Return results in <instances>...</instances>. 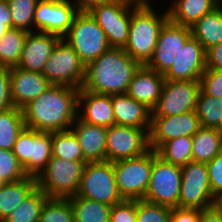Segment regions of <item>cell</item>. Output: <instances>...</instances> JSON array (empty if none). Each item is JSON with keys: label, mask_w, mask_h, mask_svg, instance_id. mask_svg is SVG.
Returning a JSON list of instances; mask_svg holds the SVG:
<instances>
[{"label": "cell", "mask_w": 222, "mask_h": 222, "mask_svg": "<svg viewBox=\"0 0 222 222\" xmlns=\"http://www.w3.org/2000/svg\"><path fill=\"white\" fill-rule=\"evenodd\" d=\"M115 124L150 129L152 110L127 94L111 95Z\"/></svg>", "instance_id": "cell-24"}, {"label": "cell", "mask_w": 222, "mask_h": 222, "mask_svg": "<svg viewBox=\"0 0 222 222\" xmlns=\"http://www.w3.org/2000/svg\"><path fill=\"white\" fill-rule=\"evenodd\" d=\"M212 207L222 215V192L214 196Z\"/></svg>", "instance_id": "cell-50"}, {"label": "cell", "mask_w": 222, "mask_h": 222, "mask_svg": "<svg viewBox=\"0 0 222 222\" xmlns=\"http://www.w3.org/2000/svg\"><path fill=\"white\" fill-rule=\"evenodd\" d=\"M36 187V177L33 176L12 183H3L0 187V222H3Z\"/></svg>", "instance_id": "cell-27"}, {"label": "cell", "mask_w": 222, "mask_h": 222, "mask_svg": "<svg viewBox=\"0 0 222 222\" xmlns=\"http://www.w3.org/2000/svg\"><path fill=\"white\" fill-rule=\"evenodd\" d=\"M141 66L122 47H110L86 66L82 89L105 95L126 94Z\"/></svg>", "instance_id": "cell-2"}, {"label": "cell", "mask_w": 222, "mask_h": 222, "mask_svg": "<svg viewBox=\"0 0 222 222\" xmlns=\"http://www.w3.org/2000/svg\"><path fill=\"white\" fill-rule=\"evenodd\" d=\"M192 137L183 136L164 142L156 153L166 162L183 167L192 161Z\"/></svg>", "instance_id": "cell-34"}, {"label": "cell", "mask_w": 222, "mask_h": 222, "mask_svg": "<svg viewBox=\"0 0 222 222\" xmlns=\"http://www.w3.org/2000/svg\"><path fill=\"white\" fill-rule=\"evenodd\" d=\"M131 7L122 0H111L94 6L89 11V14L106 34L111 47L123 48L126 45L130 28Z\"/></svg>", "instance_id": "cell-13"}, {"label": "cell", "mask_w": 222, "mask_h": 222, "mask_svg": "<svg viewBox=\"0 0 222 222\" xmlns=\"http://www.w3.org/2000/svg\"><path fill=\"white\" fill-rule=\"evenodd\" d=\"M199 222H222V215L213 207L202 209Z\"/></svg>", "instance_id": "cell-47"}, {"label": "cell", "mask_w": 222, "mask_h": 222, "mask_svg": "<svg viewBox=\"0 0 222 222\" xmlns=\"http://www.w3.org/2000/svg\"><path fill=\"white\" fill-rule=\"evenodd\" d=\"M200 214V209L171 208L170 222H199Z\"/></svg>", "instance_id": "cell-44"}, {"label": "cell", "mask_w": 222, "mask_h": 222, "mask_svg": "<svg viewBox=\"0 0 222 222\" xmlns=\"http://www.w3.org/2000/svg\"><path fill=\"white\" fill-rule=\"evenodd\" d=\"M213 198L206 163L190 161L181 167L179 208L207 209Z\"/></svg>", "instance_id": "cell-11"}, {"label": "cell", "mask_w": 222, "mask_h": 222, "mask_svg": "<svg viewBox=\"0 0 222 222\" xmlns=\"http://www.w3.org/2000/svg\"><path fill=\"white\" fill-rule=\"evenodd\" d=\"M84 104V105H83ZM82 112H80V108ZM78 118L83 122L105 128L115 124L111 95L97 94L80 88L78 95Z\"/></svg>", "instance_id": "cell-21"}, {"label": "cell", "mask_w": 222, "mask_h": 222, "mask_svg": "<svg viewBox=\"0 0 222 222\" xmlns=\"http://www.w3.org/2000/svg\"><path fill=\"white\" fill-rule=\"evenodd\" d=\"M136 200H123L111 208L109 222H136Z\"/></svg>", "instance_id": "cell-41"}, {"label": "cell", "mask_w": 222, "mask_h": 222, "mask_svg": "<svg viewBox=\"0 0 222 222\" xmlns=\"http://www.w3.org/2000/svg\"><path fill=\"white\" fill-rule=\"evenodd\" d=\"M13 107L10 97V68L0 66V111Z\"/></svg>", "instance_id": "cell-43"}, {"label": "cell", "mask_w": 222, "mask_h": 222, "mask_svg": "<svg viewBox=\"0 0 222 222\" xmlns=\"http://www.w3.org/2000/svg\"><path fill=\"white\" fill-rule=\"evenodd\" d=\"M200 84L206 95L222 98V70L206 68L201 75Z\"/></svg>", "instance_id": "cell-40"}, {"label": "cell", "mask_w": 222, "mask_h": 222, "mask_svg": "<svg viewBox=\"0 0 222 222\" xmlns=\"http://www.w3.org/2000/svg\"><path fill=\"white\" fill-rule=\"evenodd\" d=\"M170 5L167 9L169 20L187 27L219 6L216 0H176Z\"/></svg>", "instance_id": "cell-25"}, {"label": "cell", "mask_w": 222, "mask_h": 222, "mask_svg": "<svg viewBox=\"0 0 222 222\" xmlns=\"http://www.w3.org/2000/svg\"><path fill=\"white\" fill-rule=\"evenodd\" d=\"M125 4L140 8V7H152L149 0H122Z\"/></svg>", "instance_id": "cell-49"}, {"label": "cell", "mask_w": 222, "mask_h": 222, "mask_svg": "<svg viewBox=\"0 0 222 222\" xmlns=\"http://www.w3.org/2000/svg\"><path fill=\"white\" fill-rule=\"evenodd\" d=\"M74 213V222H109L112 206L77 195L68 197Z\"/></svg>", "instance_id": "cell-29"}, {"label": "cell", "mask_w": 222, "mask_h": 222, "mask_svg": "<svg viewBox=\"0 0 222 222\" xmlns=\"http://www.w3.org/2000/svg\"><path fill=\"white\" fill-rule=\"evenodd\" d=\"M79 88L51 85L22 108L25 127L37 131L70 130L78 118Z\"/></svg>", "instance_id": "cell-1"}, {"label": "cell", "mask_w": 222, "mask_h": 222, "mask_svg": "<svg viewBox=\"0 0 222 222\" xmlns=\"http://www.w3.org/2000/svg\"><path fill=\"white\" fill-rule=\"evenodd\" d=\"M49 197L36 187L3 222H39L41 210Z\"/></svg>", "instance_id": "cell-31"}, {"label": "cell", "mask_w": 222, "mask_h": 222, "mask_svg": "<svg viewBox=\"0 0 222 222\" xmlns=\"http://www.w3.org/2000/svg\"><path fill=\"white\" fill-rule=\"evenodd\" d=\"M60 36L44 32H28L17 67L42 73L46 61L50 57Z\"/></svg>", "instance_id": "cell-20"}, {"label": "cell", "mask_w": 222, "mask_h": 222, "mask_svg": "<svg viewBox=\"0 0 222 222\" xmlns=\"http://www.w3.org/2000/svg\"><path fill=\"white\" fill-rule=\"evenodd\" d=\"M156 13L153 7H131L128 40L123 49L142 65L152 58L160 31L169 20L168 10Z\"/></svg>", "instance_id": "cell-3"}, {"label": "cell", "mask_w": 222, "mask_h": 222, "mask_svg": "<svg viewBox=\"0 0 222 222\" xmlns=\"http://www.w3.org/2000/svg\"><path fill=\"white\" fill-rule=\"evenodd\" d=\"M190 30L205 51L222 42V5L201 17Z\"/></svg>", "instance_id": "cell-26"}, {"label": "cell", "mask_w": 222, "mask_h": 222, "mask_svg": "<svg viewBox=\"0 0 222 222\" xmlns=\"http://www.w3.org/2000/svg\"><path fill=\"white\" fill-rule=\"evenodd\" d=\"M42 74L52 85L82 88L86 66L74 49L60 39L44 65Z\"/></svg>", "instance_id": "cell-8"}, {"label": "cell", "mask_w": 222, "mask_h": 222, "mask_svg": "<svg viewBox=\"0 0 222 222\" xmlns=\"http://www.w3.org/2000/svg\"><path fill=\"white\" fill-rule=\"evenodd\" d=\"M12 151L27 176L37 177L52 157V132L25 127Z\"/></svg>", "instance_id": "cell-7"}, {"label": "cell", "mask_w": 222, "mask_h": 222, "mask_svg": "<svg viewBox=\"0 0 222 222\" xmlns=\"http://www.w3.org/2000/svg\"><path fill=\"white\" fill-rule=\"evenodd\" d=\"M206 69V51L192 35L186 40L176 62L164 74L166 80L200 81Z\"/></svg>", "instance_id": "cell-18"}, {"label": "cell", "mask_w": 222, "mask_h": 222, "mask_svg": "<svg viewBox=\"0 0 222 222\" xmlns=\"http://www.w3.org/2000/svg\"><path fill=\"white\" fill-rule=\"evenodd\" d=\"M181 167L166 162L152 150V170L144 200L162 206L178 207Z\"/></svg>", "instance_id": "cell-10"}, {"label": "cell", "mask_w": 222, "mask_h": 222, "mask_svg": "<svg viewBox=\"0 0 222 222\" xmlns=\"http://www.w3.org/2000/svg\"><path fill=\"white\" fill-rule=\"evenodd\" d=\"M12 15V28L33 32L34 13L40 0H7Z\"/></svg>", "instance_id": "cell-36"}, {"label": "cell", "mask_w": 222, "mask_h": 222, "mask_svg": "<svg viewBox=\"0 0 222 222\" xmlns=\"http://www.w3.org/2000/svg\"><path fill=\"white\" fill-rule=\"evenodd\" d=\"M200 121L195 111L173 116L152 117L149 146L157 150L164 142L183 136L192 137L199 129Z\"/></svg>", "instance_id": "cell-17"}, {"label": "cell", "mask_w": 222, "mask_h": 222, "mask_svg": "<svg viewBox=\"0 0 222 222\" xmlns=\"http://www.w3.org/2000/svg\"><path fill=\"white\" fill-rule=\"evenodd\" d=\"M219 5H222V0H216Z\"/></svg>", "instance_id": "cell-52"}, {"label": "cell", "mask_w": 222, "mask_h": 222, "mask_svg": "<svg viewBox=\"0 0 222 222\" xmlns=\"http://www.w3.org/2000/svg\"><path fill=\"white\" fill-rule=\"evenodd\" d=\"M28 31L12 28L0 38V66L17 67Z\"/></svg>", "instance_id": "cell-32"}, {"label": "cell", "mask_w": 222, "mask_h": 222, "mask_svg": "<svg viewBox=\"0 0 222 222\" xmlns=\"http://www.w3.org/2000/svg\"><path fill=\"white\" fill-rule=\"evenodd\" d=\"M201 91L200 81L166 80L157 105L152 109V117L173 116L195 111Z\"/></svg>", "instance_id": "cell-14"}, {"label": "cell", "mask_w": 222, "mask_h": 222, "mask_svg": "<svg viewBox=\"0 0 222 222\" xmlns=\"http://www.w3.org/2000/svg\"><path fill=\"white\" fill-rule=\"evenodd\" d=\"M70 0H40L34 13V29L61 38L72 25L77 9Z\"/></svg>", "instance_id": "cell-16"}, {"label": "cell", "mask_w": 222, "mask_h": 222, "mask_svg": "<svg viewBox=\"0 0 222 222\" xmlns=\"http://www.w3.org/2000/svg\"><path fill=\"white\" fill-rule=\"evenodd\" d=\"M111 0H76L71 4L78 12H89L94 6L109 2ZM75 3V4H74Z\"/></svg>", "instance_id": "cell-46"}, {"label": "cell", "mask_w": 222, "mask_h": 222, "mask_svg": "<svg viewBox=\"0 0 222 222\" xmlns=\"http://www.w3.org/2000/svg\"><path fill=\"white\" fill-rule=\"evenodd\" d=\"M192 161L208 163L222 152V130L200 128L192 136Z\"/></svg>", "instance_id": "cell-28"}, {"label": "cell", "mask_w": 222, "mask_h": 222, "mask_svg": "<svg viewBox=\"0 0 222 222\" xmlns=\"http://www.w3.org/2000/svg\"><path fill=\"white\" fill-rule=\"evenodd\" d=\"M77 196L113 206L123 201L118 192L113 162H87Z\"/></svg>", "instance_id": "cell-6"}, {"label": "cell", "mask_w": 222, "mask_h": 222, "mask_svg": "<svg viewBox=\"0 0 222 222\" xmlns=\"http://www.w3.org/2000/svg\"><path fill=\"white\" fill-rule=\"evenodd\" d=\"M213 197L222 192V152L206 163Z\"/></svg>", "instance_id": "cell-42"}, {"label": "cell", "mask_w": 222, "mask_h": 222, "mask_svg": "<svg viewBox=\"0 0 222 222\" xmlns=\"http://www.w3.org/2000/svg\"><path fill=\"white\" fill-rule=\"evenodd\" d=\"M195 113L202 128L222 130V98L199 92Z\"/></svg>", "instance_id": "cell-33"}, {"label": "cell", "mask_w": 222, "mask_h": 222, "mask_svg": "<svg viewBox=\"0 0 222 222\" xmlns=\"http://www.w3.org/2000/svg\"><path fill=\"white\" fill-rule=\"evenodd\" d=\"M0 22L12 29V15L7 0H0Z\"/></svg>", "instance_id": "cell-48"}, {"label": "cell", "mask_w": 222, "mask_h": 222, "mask_svg": "<svg viewBox=\"0 0 222 222\" xmlns=\"http://www.w3.org/2000/svg\"><path fill=\"white\" fill-rule=\"evenodd\" d=\"M136 215V222H170L171 208L140 199L136 200Z\"/></svg>", "instance_id": "cell-38"}, {"label": "cell", "mask_w": 222, "mask_h": 222, "mask_svg": "<svg viewBox=\"0 0 222 222\" xmlns=\"http://www.w3.org/2000/svg\"><path fill=\"white\" fill-rule=\"evenodd\" d=\"M117 189L123 200L145 197L152 170V149L135 158L113 162Z\"/></svg>", "instance_id": "cell-9"}, {"label": "cell", "mask_w": 222, "mask_h": 222, "mask_svg": "<svg viewBox=\"0 0 222 222\" xmlns=\"http://www.w3.org/2000/svg\"><path fill=\"white\" fill-rule=\"evenodd\" d=\"M164 74L142 65L132 78L126 94L152 110L162 94Z\"/></svg>", "instance_id": "cell-22"}, {"label": "cell", "mask_w": 222, "mask_h": 222, "mask_svg": "<svg viewBox=\"0 0 222 222\" xmlns=\"http://www.w3.org/2000/svg\"><path fill=\"white\" fill-rule=\"evenodd\" d=\"M10 28L3 22H0V38L4 36Z\"/></svg>", "instance_id": "cell-51"}, {"label": "cell", "mask_w": 222, "mask_h": 222, "mask_svg": "<svg viewBox=\"0 0 222 222\" xmlns=\"http://www.w3.org/2000/svg\"><path fill=\"white\" fill-rule=\"evenodd\" d=\"M42 73L10 68V97L14 107L23 108L51 87Z\"/></svg>", "instance_id": "cell-19"}, {"label": "cell", "mask_w": 222, "mask_h": 222, "mask_svg": "<svg viewBox=\"0 0 222 222\" xmlns=\"http://www.w3.org/2000/svg\"><path fill=\"white\" fill-rule=\"evenodd\" d=\"M86 163L51 157L36 177L37 187L48 197L68 198L76 195Z\"/></svg>", "instance_id": "cell-4"}, {"label": "cell", "mask_w": 222, "mask_h": 222, "mask_svg": "<svg viewBox=\"0 0 222 222\" xmlns=\"http://www.w3.org/2000/svg\"><path fill=\"white\" fill-rule=\"evenodd\" d=\"M52 157L69 161H86L79 140L71 129L52 132Z\"/></svg>", "instance_id": "cell-35"}, {"label": "cell", "mask_w": 222, "mask_h": 222, "mask_svg": "<svg viewBox=\"0 0 222 222\" xmlns=\"http://www.w3.org/2000/svg\"><path fill=\"white\" fill-rule=\"evenodd\" d=\"M25 128L21 108L0 111V149L13 150L18 134Z\"/></svg>", "instance_id": "cell-30"}, {"label": "cell", "mask_w": 222, "mask_h": 222, "mask_svg": "<svg viewBox=\"0 0 222 222\" xmlns=\"http://www.w3.org/2000/svg\"><path fill=\"white\" fill-rule=\"evenodd\" d=\"M190 36V27L168 20L160 31L153 56L146 66L158 73L165 74L176 62L180 50Z\"/></svg>", "instance_id": "cell-15"}, {"label": "cell", "mask_w": 222, "mask_h": 222, "mask_svg": "<svg viewBox=\"0 0 222 222\" xmlns=\"http://www.w3.org/2000/svg\"><path fill=\"white\" fill-rule=\"evenodd\" d=\"M150 129L112 125L107 130L106 160L115 162L144 155L150 150Z\"/></svg>", "instance_id": "cell-12"}, {"label": "cell", "mask_w": 222, "mask_h": 222, "mask_svg": "<svg viewBox=\"0 0 222 222\" xmlns=\"http://www.w3.org/2000/svg\"><path fill=\"white\" fill-rule=\"evenodd\" d=\"M87 162L106 161L108 128L83 122L77 118L71 126Z\"/></svg>", "instance_id": "cell-23"}, {"label": "cell", "mask_w": 222, "mask_h": 222, "mask_svg": "<svg viewBox=\"0 0 222 222\" xmlns=\"http://www.w3.org/2000/svg\"><path fill=\"white\" fill-rule=\"evenodd\" d=\"M206 68L222 70V42L206 51Z\"/></svg>", "instance_id": "cell-45"}, {"label": "cell", "mask_w": 222, "mask_h": 222, "mask_svg": "<svg viewBox=\"0 0 222 222\" xmlns=\"http://www.w3.org/2000/svg\"><path fill=\"white\" fill-rule=\"evenodd\" d=\"M27 177L12 150L0 149V180L12 183Z\"/></svg>", "instance_id": "cell-39"}, {"label": "cell", "mask_w": 222, "mask_h": 222, "mask_svg": "<svg viewBox=\"0 0 222 222\" xmlns=\"http://www.w3.org/2000/svg\"><path fill=\"white\" fill-rule=\"evenodd\" d=\"M62 39L74 49L85 66L111 47L106 34L89 12H78Z\"/></svg>", "instance_id": "cell-5"}, {"label": "cell", "mask_w": 222, "mask_h": 222, "mask_svg": "<svg viewBox=\"0 0 222 222\" xmlns=\"http://www.w3.org/2000/svg\"><path fill=\"white\" fill-rule=\"evenodd\" d=\"M39 222H74L69 198L49 197L41 210Z\"/></svg>", "instance_id": "cell-37"}]
</instances>
